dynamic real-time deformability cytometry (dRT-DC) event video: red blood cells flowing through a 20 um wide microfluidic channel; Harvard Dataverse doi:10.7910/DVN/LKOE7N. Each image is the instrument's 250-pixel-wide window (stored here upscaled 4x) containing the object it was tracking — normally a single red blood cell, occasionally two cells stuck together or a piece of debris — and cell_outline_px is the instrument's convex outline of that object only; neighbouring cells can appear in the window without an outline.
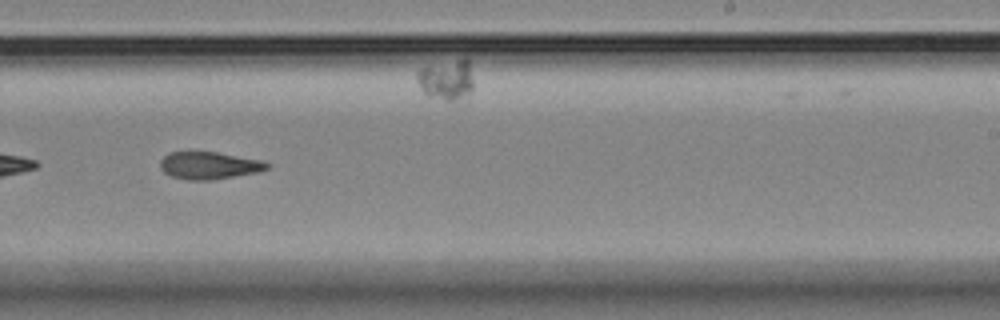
{"species": "Egyptian fruit bat (a non-hibernating species)", "species_latin": "Rousettus aegyptiacus", "temperature_condition": "room temperature", "stored_images_in_passage": 38, "camera_frame_rate_fps": 3000, "um_per_image_px": 0.085, "animal": {"sex": "female"}, "frame": {"image": 1, "passage_image": 17, "time_ms": 5.333, "image_size_px": [1000, 320], "cell_outline_px": [[268, 168], [256, 172], [212, 180], [188, 180], [172, 176], [164, 172], [160, 168], [160, 160], [168, 152], [216, 152], [264, 160], [268, 164]], "centroid_in_image_um": [17.75, 14.06], "position_along_channel_um": 271.2, "area_um2": 16.94}}
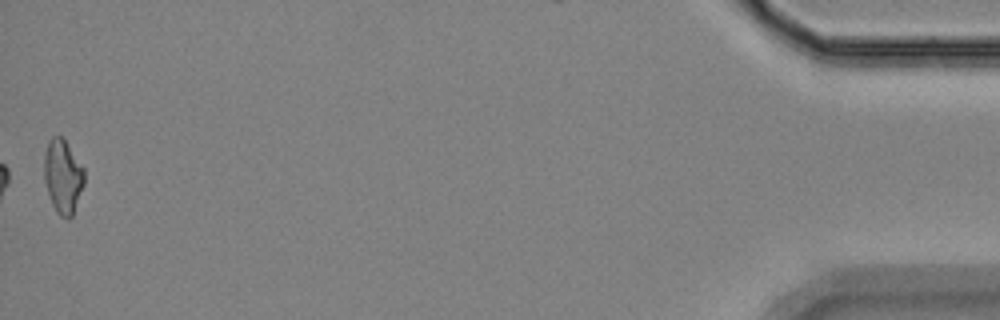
{"frame": {"image": 2, "passage_image": 38, "time_ms": 12.333, "image_size_px": [1000, 320], "cell_outline_px": [[84, 184], [72, 216], [68, 220], [60, 216], [56, 212], [52, 204], [44, 180], [44, 156], [48, 140], [52, 136], [60, 136], [64, 140], [84, 168]], "centroid_in_image_um": [5.33, 15.01], "position_along_channel_um": 429.9, "area_um2": 17.17}, "authors_computed_cell_mechanics": {"area_um2": 17.34, "velocity_mm_per_s": 3.5513, "shape_relaxation_time_tau1_ms": null, "shape_relaxation_time_tau2_ms": 6.7435, "deformation_change_tau1": null, "deformation_change_tau2": 0.1528}}